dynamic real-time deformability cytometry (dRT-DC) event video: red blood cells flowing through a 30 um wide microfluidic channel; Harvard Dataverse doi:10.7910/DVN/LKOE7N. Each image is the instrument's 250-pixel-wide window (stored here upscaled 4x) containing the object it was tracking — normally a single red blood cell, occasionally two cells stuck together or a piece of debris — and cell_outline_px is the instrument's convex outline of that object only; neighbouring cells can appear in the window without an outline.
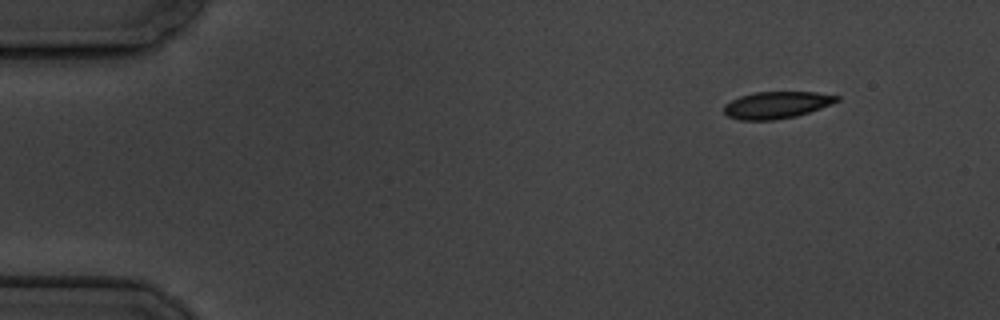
{"species": "common noctule bat (a hibernating species)", "species_latin": "Nyctalus noctula", "temperature_condition": "cold", "stored_images_in_passage": 4, "camera_frame_rate_fps": 3000, "um_per_image_px": 0.085, "animal": {"sex": "male", "body_mass_g": 19.5, "forearm_length_mm": 54.6}, "frame": {"image": 1, "passage_image": 1, "time_ms": 0.0, "image_size_px": [1000, 320], "cell_outline_px": [[840, 100], [820, 108], [796, 116], [776, 120], [740, 120], [728, 116], [724, 112], [724, 104], [740, 96], [756, 92], [816, 92], [840, 96]], "centroid_in_image_um": [66.0, 8.92], "position_along_channel_um": 19.0, "area_um2": 17.63}}
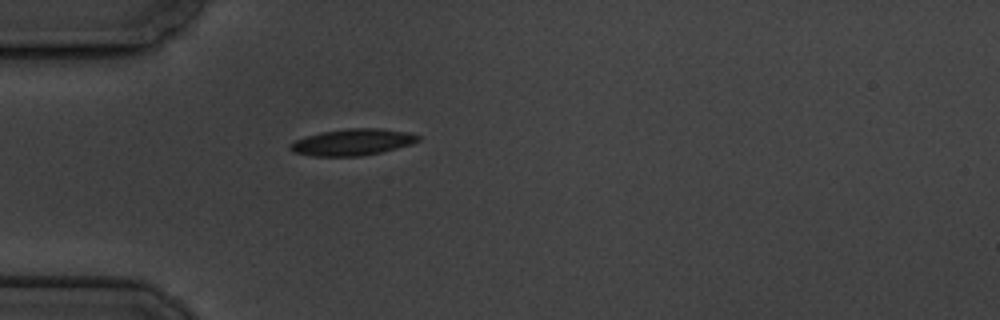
{"frame": {"image": 2, "passage_image": 4, "time_ms": 3.667, "image_size_px": [1000, 320], "cell_outline_px": [[420, 140], [412, 144], [380, 152], [360, 156], [312, 156], [292, 152], [288, 148], [288, 144], [296, 140], [320, 132], [348, 128], [380, 128], [408, 132], [420, 136]], "centroid_in_image_um": [29.94, 12.08], "position_along_channel_um": 55.1, "area_um2": 19.77}}